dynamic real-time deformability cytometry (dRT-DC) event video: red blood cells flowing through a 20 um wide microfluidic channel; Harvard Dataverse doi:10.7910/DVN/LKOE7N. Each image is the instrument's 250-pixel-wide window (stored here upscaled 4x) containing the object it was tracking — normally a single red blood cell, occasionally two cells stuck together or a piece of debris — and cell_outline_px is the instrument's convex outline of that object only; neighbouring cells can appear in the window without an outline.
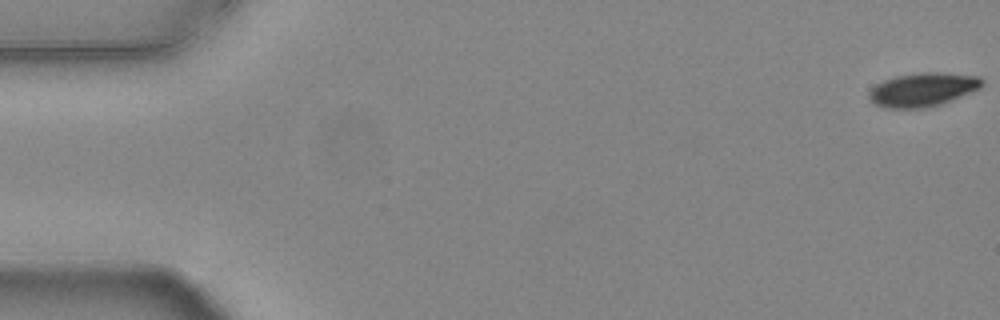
{"species": "common noctule bat (a hibernating species)", "species_latin": "Nyctalus noctula", "temperature_condition": "warm", "stored_images_in_passage": 54, "camera_frame_rate_fps": 3000, "um_per_image_px": 0.085, "animal": {"sex": "female", "body_mass_g": 24.6, "forearm_length_mm": 56.2}, "frame": {"image": 1, "passage_image": 1, "time_ms": 0.0, "image_size_px": [1000, 320], "cell_outline_px": [[984, 84], [980, 88], [972, 92], [952, 100], [940, 104], [924, 108], [884, 108], [872, 104], [868, 100], [868, 92], [876, 84], [884, 80], [896, 76], [924, 72], [936, 72], [980, 76], [984, 80]], "centroid_in_image_um": [78.42, 7.62], "position_along_channel_um": 6.6, "area_um2": 22.43}}
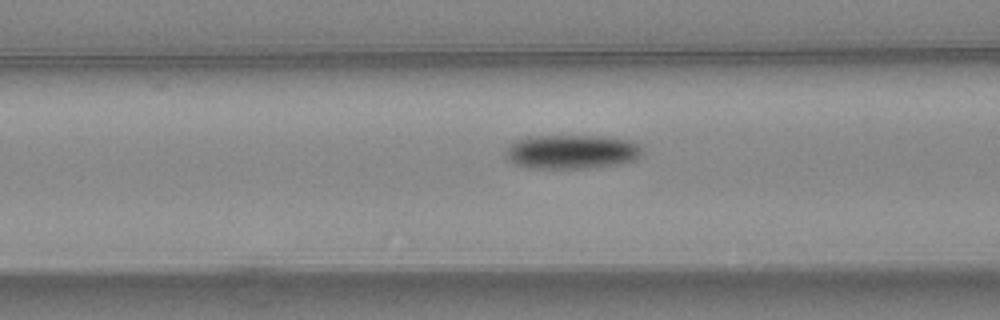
{"frame": {"image": 2, "passage_image": 22, "time_ms": 7.0, "image_size_px": [1000, 320], "cell_outline_px": [[644, 152], [636, 160], [616, 164], [588, 168], [528, 168], [512, 164], [508, 160], [508, 148], [516, 140], [528, 136], [604, 136], [632, 140]], "centroid_in_image_um": [48.61, 12.9], "position_along_channel_um": 118.0, "area_um2": 27.17}}
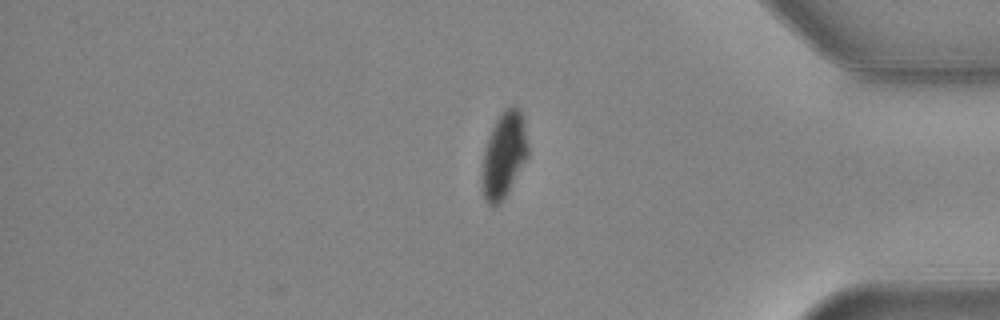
{"frame": {"image": 3, "passage_image": 46, "time_ms": 15.0, "image_size_px": [1000, 320], "cell_outline_px": [[528, 156], [508, 192], [500, 204], [488, 204], [484, 196], [484, 152], [492, 128], [500, 112], [504, 108], [512, 104], [520, 108], [528, 148]], "centroid_in_image_um": [42.87, 13.11], "position_along_channel_um": 392.3, "area_um2": 22.2}, "authors_computed_cell_mechanics": {"area_um2": 25.2297, "velocity_mm_per_s": 3.7643, "shape_relaxation_time_tau1_ms": 3.4779, "shape_relaxation_time_tau2_ms": null, "deformation_change_tau1": 0.1414, "deformation_change_tau2": null}}